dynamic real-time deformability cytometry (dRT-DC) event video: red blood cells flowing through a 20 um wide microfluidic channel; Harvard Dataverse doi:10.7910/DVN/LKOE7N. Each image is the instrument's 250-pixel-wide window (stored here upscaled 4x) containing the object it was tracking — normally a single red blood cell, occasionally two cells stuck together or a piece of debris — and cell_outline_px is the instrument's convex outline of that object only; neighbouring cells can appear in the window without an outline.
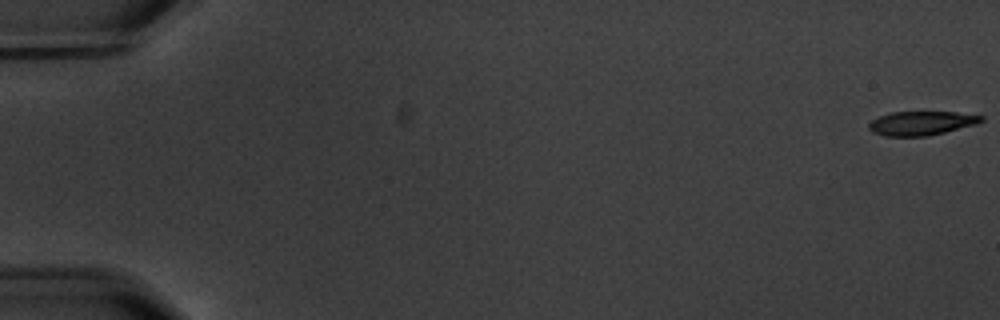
{"species": "common noctule bat (a hibernating species)", "species_latin": "Nyctalus noctula", "temperature_condition": "warm", "stored_images_in_passage": 6, "camera_frame_rate_fps": 3000, "um_per_image_px": 0.085, "animal": {"sex": "male", "body_mass_g": 20.1, "forearm_length_mm": 53.5}, "frame": {"image": 1, "passage_image": 1, "time_ms": 0.0, "image_size_px": [1000, 320], "cell_outline_px": [[984, 120], [976, 124], [928, 136], [884, 136], [872, 132], [868, 128], [868, 124], [872, 120], [880, 116], [892, 112], [956, 112], [984, 116]], "centroid_in_image_um": [78.3, 10.47], "position_along_channel_um": 6.7, "area_um2": 15.66}}
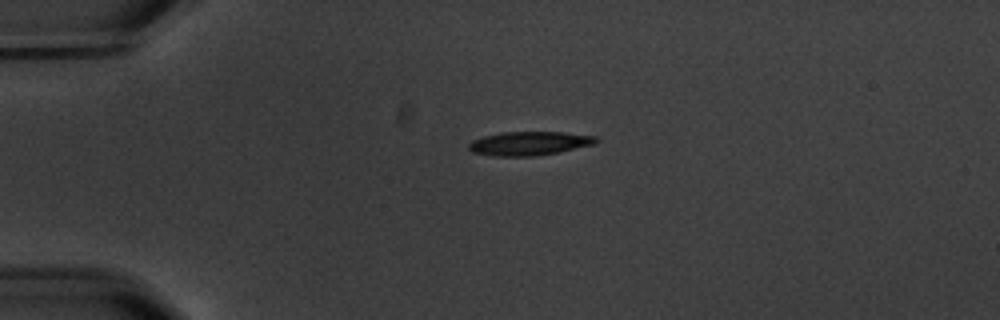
{"frame": {"image": 2, "passage_image": 5, "time_ms": 4.667, "image_size_px": [1000, 320], "cell_outline_px": [[600, 140], [592, 144], [556, 152], [532, 156], [492, 156], [472, 152], [468, 148], [468, 144], [472, 140], [484, 136], [500, 132], [564, 132], [596, 136]], "centroid_in_image_um": [44.93, 12.18], "position_along_channel_um": 40.1, "area_um2": 17.51}}